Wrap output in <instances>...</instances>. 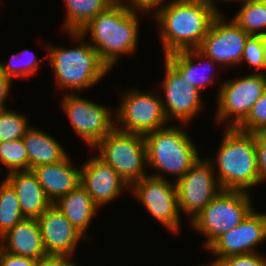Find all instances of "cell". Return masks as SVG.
<instances>
[{
	"label": "cell",
	"mask_w": 266,
	"mask_h": 266,
	"mask_svg": "<svg viewBox=\"0 0 266 266\" xmlns=\"http://www.w3.org/2000/svg\"><path fill=\"white\" fill-rule=\"evenodd\" d=\"M91 151L108 163L130 187L149 176L144 136L114 128Z\"/></svg>",
	"instance_id": "obj_7"
},
{
	"label": "cell",
	"mask_w": 266,
	"mask_h": 266,
	"mask_svg": "<svg viewBox=\"0 0 266 266\" xmlns=\"http://www.w3.org/2000/svg\"><path fill=\"white\" fill-rule=\"evenodd\" d=\"M242 7L233 19L247 34L259 36L266 32V3L264 0H240Z\"/></svg>",
	"instance_id": "obj_25"
},
{
	"label": "cell",
	"mask_w": 266,
	"mask_h": 266,
	"mask_svg": "<svg viewBox=\"0 0 266 266\" xmlns=\"http://www.w3.org/2000/svg\"><path fill=\"white\" fill-rule=\"evenodd\" d=\"M237 129L247 133H266V88Z\"/></svg>",
	"instance_id": "obj_31"
},
{
	"label": "cell",
	"mask_w": 266,
	"mask_h": 266,
	"mask_svg": "<svg viewBox=\"0 0 266 266\" xmlns=\"http://www.w3.org/2000/svg\"><path fill=\"white\" fill-rule=\"evenodd\" d=\"M39 260L5 252L0 247V266H38Z\"/></svg>",
	"instance_id": "obj_35"
},
{
	"label": "cell",
	"mask_w": 266,
	"mask_h": 266,
	"mask_svg": "<svg viewBox=\"0 0 266 266\" xmlns=\"http://www.w3.org/2000/svg\"><path fill=\"white\" fill-rule=\"evenodd\" d=\"M115 0H63L66 13L63 31L79 32Z\"/></svg>",
	"instance_id": "obj_24"
},
{
	"label": "cell",
	"mask_w": 266,
	"mask_h": 266,
	"mask_svg": "<svg viewBox=\"0 0 266 266\" xmlns=\"http://www.w3.org/2000/svg\"><path fill=\"white\" fill-rule=\"evenodd\" d=\"M13 86V81L5 76L0 69V110L7 109L6 101L8 99L9 93L11 92Z\"/></svg>",
	"instance_id": "obj_37"
},
{
	"label": "cell",
	"mask_w": 266,
	"mask_h": 266,
	"mask_svg": "<svg viewBox=\"0 0 266 266\" xmlns=\"http://www.w3.org/2000/svg\"><path fill=\"white\" fill-rule=\"evenodd\" d=\"M163 61L165 72L159 87L166 119L170 124L174 120L175 124L189 125L205 108L202 94L166 58Z\"/></svg>",
	"instance_id": "obj_12"
},
{
	"label": "cell",
	"mask_w": 266,
	"mask_h": 266,
	"mask_svg": "<svg viewBox=\"0 0 266 266\" xmlns=\"http://www.w3.org/2000/svg\"><path fill=\"white\" fill-rule=\"evenodd\" d=\"M4 179L15 190L25 218L37 219L53 204L32 170L12 171Z\"/></svg>",
	"instance_id": "obj_21"
},
{
	"label": "cell",
	"mask_w": 266,
	"mask_h": 266,
	"mask_svg": "<svg viewBox=\"0 0 266 266\" xmlns=\"http://www.w3.org/2000/svg\"><path fill=\"white\" fill-rule=\"evenodd\" d=\"M24 218L15 190L3 179L0 183V238Z\"/></svg>",
	"instance_id": "obj_26"
},
{
	"label": "cell",
	"mask_w": 266,
	"mask_h": 266,
	"mask_svg": "<svg viewBox=\"0 0 266 266\" xmlns=\"http://www.w3.org/2000/svg\"><path fill=\"white\" fill-rule=\"evenodd\" d=\"M201 266H215V265L212 264V263H208V262H207V265H201Z\"/></svg>",
	"instance_id": "obj_40"
},
{
	"label": "cell",
	"mask_w": 266,
	"mask_h": 266,
	"mask_svg": "<svg viewBox=\"0 0 266 266\" xmlns=\"http://www.w3.org/2000/svg\"><path fill=\"white\" fill-rule=\"evenodd\" d=\"M129 89L119 94L120 103L114 109L116 129L145 136L169 124L157 90Z\"/></svg>",
	"instance_id": "obj_9"
},
{
	"label": "cell",
	"mask_w": 266,
	"mask_h": 266,
	"mask_svg": "<svg viewBox=\"0 0 266 266\" xmlns=\"http://www.w3.org/2000/svg\"><path fill=\"white\" fill-rule=\"evenodd\" d=\"M247 62L253 73L266 74V54L259 36L250 35L245 43L240 67Z\"/></svg>",
	"instance_id": "obj_30"
},
{
	"label": "cell",
	"mask_w": 266,
	"mask_h": 266,
	"mask_svg": "<svg viewBox=\"0 0 266 266\" xmlns=\"http://www.w3.org/2000/svg\"><path fill=\"white\" fill-rule=\"evenodd\" d=\"M0 247L8 253L41 260L47 255L36 218H24L0 238Z\"/></svg>",
	"instance_id": "obj_20"
},
{
	"label": "cell",
	"mask_w": 266,
	"mask_h": 266,
	"mask_svg": "<svg viewBox=\"0 0 266 266\" xmlns=\"http://www.w3.org/2000/svg\"><path fill=\"white\" fill-rule=\"evenodd\" d=\"M255 148L259 182L261 184L266 181V133H255Z\"/></svg>",
	"instance_id": "obj_33"
},
{
	"label": "cell",
	"mask_w": 266,
	"mask_h": 266,
	"mask_svg": "<svg viewBox=\"0 0 266 266\" xmlns=\"http://www.w3.org/2000/svg\"><path fill=\"white\" fill-rule=\"evenodd\" d=\"M37 220L47 255L74 256L79 242L85 240L54 204Z\"/></svg>",
	"instance_id": "obj_17"
},
{
	"label": "cell",
	"mask_w": 266,
	"mask_h": 266,
	"mask_svg": "<svg viewBox=\"0 0 266 266\" xmlns=\"http://www.w3.org/2000/svg\"><path fill=\"white\" fill-rule=\"evenodd\" d=\"M183 126L187 125L175 123L170 125L169 123L144 136L148 169L154 170L149 176L170 179L167 175L169 177L171 175L175 176L172 179L175 182L202 157L195 140L190 137Z\"/></svg>",
	"instance_id": "obj_5"
},
{
	"label": "cell",
	"mask_w": 266,
	"mask_h": 266,
	"mask_svg": "<svg viewBox=\"0 0 266 266\" xmlns=\"http://www.w3.org/2000/svg\"><path fill=\"white\" fill-rule=\"evenodd\" d=\"M77 265L78 263L73 261V255H46L39 261L38 266H77Z\"/></svg>",
	"instance_id": "obj_36"
},
{
	"label": "cell",
	"mask_w": 266,
	"mask_h": 266,
	"mask_svg": "<svg viewBox=\"0 0 266 266\" xmlns=\"http://www.w3.org/2000/svg\"><path fill=\"white\" fill-rule=\"evenodd\" d=\"M129 192L154 221L174 235L181 232L177 187L172 179L147 176L133 183Z\"/></svg>",
	"instance_id": "obj_11"
},
{
	"label": "cell",
	"mask_w": 266,
	"mask_h": 266,
	"mask_svg": "<svg viewBox=\"0 0 266 266\" xmlns=\"http://www.w3.org/2000/svg\"><path fill=\"white\" fill-rule=\"evenodd\" d=\"M164 58L179 71L188 83L196 87L200 92H202V89L204 90L218 83L215 72L218 73L219 69L222 68L216 67V69L218 68L216 70L214 67L219 65L198 49L172 52L166 54ZM206 71H210L209 74Z\"/></svg>",
	"instance_id": "obj_19"
},
{
	"label": "cell",
	"mask_w": 266,
	"mask_h": 266,
	"mask_svg": "<svg viewBox=\"0 0 266 266\" xmlns=\"http://www.w3.org/2000/svg\"><path fill=\"white\" fill-rule=\"evenodd\" d=\"M233 79V80H232ZM215 121L224 128H237L248 116L266 88V74L246 73L218 84Z\"/></svg>",
	"instance_id": "obj_8"
},
{
	"label": "cell",
	"mask_w": 266,
	"mask_h": 266,
	"mask_svg": "<svg viewBox=\"0 0 266 266\" xmlns=\"http://www.w3.org/2000/svg\"><path fill=\"white\" fill-rule=\"evenodd\" d=\"M126 4L134 11H139L149 15H153L158 9L165 6L169 1L166 0H124ZM151 11V12H150ZM151 13V14H150Z\"/></svg>",
	"instance_id": "obj_34"
},
{
	"label": "cell",
	"mask_w": 266,
	"mask_h": 266,
	"mask_svg": "<svg viewBox=\"0 0 266 266\" xmlns=\"http://www.w3.org/2000/svg\"><path fill=\"white\" fill-rule=\"evenodd\" d=\"M53 204L64 213L75 229L88 240L87 237L89 236L87 234L89 233L87 230L100 208L89 196L86 189L79 184Z\"/></svg>",
	"instance_id": "obj_22"
},
{
	"label": "cell",
	"mask_w": 266,
	"mask_h": 266,
	"mask_svg": "<svg viewBox=\"0 0 266 266\" xmlns=\"http://www.w3.org/2000/svg\"><path fill=\"white\" fill-rule=\"evenodd\" d=\"M219 14L199 0H171L153 15L163 54L197 49Z\"/></svg>",
	"instance_id": "obj_2"
},
{
	"label": "cell",
	"mask_w": 266,
	"mask_h": 266,
	"mask_svg": "<svg viewBox=\"0 0 266 266\" xmlns=\"http://www.w3.org/2000/svg\"><path fill=\"white\" fill-rule=\"evenodd\" d=\"M247 34L233 19L219 13L213 20L208 33L197 48L216 62L221 68L239 67L245 48Z\"/></svg>",
	"instance_id": "obj_14"
},
{
	"label": "cell",
	"mask_w": 266,
	"mask_h": 266,
	"mask_svg": "<svg viewBox=\"0 0 266 266\" xmlns=\"http://www.w3.org/2000/svg\"><path fill=\"white\" fill-rule=\"evenodd\" d=\"M80 184L100 209L113 200L115 202L124 190H130L119 174L97 154L82 163Z\"/></svg>",
	"instance_id": "obj_16"
},
{
	"label": "cell",
	"mask_w": 266,
	"mask_h": 266,
	"mask_svg": "<svg viewBox=\"0 0 266 266\" xmlns=\"http://www.w3.org/2000/svg\"><path fill=\"white\" fill-rule=\"evenodd\" d=\"M251 193L222 190L192 220L191 228L205 237L207 249L217 238L239 225L254 209Z\"/></svg>",
	"instance_id": "obj_6"
},
{
	"label": "cell",
	"mask_w": 266,
	"mask_h": 266,
	"mask_svg": "<svg viewBox=\"0 0 266 266\" xmlns=\"http://www.w3.org/2000/svg\"><path fill=\"white\" fill-rule=\"evenodd\" d=\"M210 263L215 266H266V256L260 252L231 255L221 259H214Z\"/></svg>",
	"instance_id": "obj_32"
},
{
	"label": "cell",
	"mask_w": 266,
	"mask_h": 266,
	"mask_svg": "<svg viewBox=\"0 0 266 266\" xmlns=\"http://www.w3.org/2000/svg\"><path fill=\"white\" fill-rule=\"evenodd\" d=\"M27 115L14 109L0 110V142L20 139L31 127Z\"/></svg>",
	"instance_id": "obj_28"
},
{
	"label": "cell",
	"mask_w": 266,
	"mask_h": 266,
	"mask_svg": "<svg viewBox=\"0 0 266 266\" xmlns=\"http://www.w3.org/2000/svg\"><path fill=\"white\" fill-rule=\"evenodd\" d=\"M78 94V95H77ZM60 106L74 132L91 150L115 128V110L79 93L62 94Z\"/></svg>",
	"instance_id": "obj_10"
},
{
	"label": "cell",
	"mask_w": 266,
	"mask_h": 266,
	"mask_svg": "<svg viewBox=\"0 0 266 266\" xmlns=\"http://www.w3.org/2000/svg\"><path fill=\"white\" fill-rule=\"evenodd\" d=\"M207 5H210L212 6L215 10H217L219 13H223V11H221L220 9H218L217 5H216V2L218 0H199ZM220 1V0H219ZM222 2L223 1H226V2H239L240 0H221Z\"/></svg>",
	"instance_id": "obj_38"
},
{
	"label": "cell",
	"mask_w": 266,
	"mask_h": 266,
	"mask_svg": "<svg viewBox=\"0 0 266 266\" xmlns=\"http://www.w3.org/2000/svg\"><path fill=\"white\" fill-rule=\"evenodd\" d=\"M72 159L68 155L61 162L44 164L32 169L47 198L52 203L81 183V167L77 168Z\"/></svg>",
	"instance_id": "obj_18"
},
{
	"label": "cell",
	"mask_w": 266,
	"mask_h": 266,
	"mask_svg": "<svg viewBox=\"0 0 266 266\" xmlns=\"http://www.w3.org/2000/svg\"><path fill=\"white\" fill-rule=\"evenodd\" d=\"M124 0H115L79 31L98 52L101 61L110 69L122 56L137 52L140 17ZM134 52V53H133Z\"/></svg>",
	"instance_id": "obj_1"
},
{
	"label": "cell",
	"mask_w": 266,
	"mask_h": 266,
	"mask_svg": "<svg viewBox=\"0 0 266 266\" xmlns=\"http://www.w3.org/2000/svg\"><path fill=\"white\" fill-rule=\"evenodd\" d=\"M0 162L8 172L28 170V154L22 138L0 142Z\"/></svg>",
	"instance_id": "obj_29"
},
{
	"label": "cell",
	"mask_w": 266,
	"mask_h": 266,
	"mask_svg": "<svg viewBox=\"0 0 266 266\" xmlns=\"http://www.w3.org/2000/svg\"><path fill=\"white\" fill-rule=\"evenodd\" d=\"M68 34L74 43L80 42L77 47L64 48L52 45L50 42L49 45H45L48 66L53 69L52 77L62 94L75 93V91L80 93L93 88L110 71L101 61L98 52L81 33L68 32Z\"/></svg>",
	"instance_id": "obj_3"
},
{
	"label": "cell",
	"mask_w": 266,
	"mask_h": 266,
	"mask_svg": "<svg viewBox=\"0 0 266 266\" xmlns=\"http://www.w3.org/2000/svg\"><path fill=\"white\" fill-rule=\"evenodd\" d=\"M266 241V212L255 208L235 228L222 234L206 250L214 259L231 255L257 253V246Z\"/></svg>",
	"instance_id": "obj_15"
},
{
	"label": "cell",
	"mask_w": 266,
	"mask_h": 266,
	"mask_svg": "<svg viewBox=\"0 0 266 266\" xmlns=\"http://www.w3.org/2000/svg\"><path fill=\"white\" fill-rule=\"evenodd\" d=\"M212 163L200 157L176 183L180 214L192 221L222 189Z\"/></svg>",
	"instance_id": "obj_13"
},
{
	"label": "cell",
	"mask_w": 266,
	"mask_h": 266,
	"mask_svg": "<svg viewBox=\"0 0 266 266\" xmlns=\"http://www.w3.org/2000/svg\"><path fill=\"white\" fill-rule=\"evenodd\" d=\"M22 140L28 154V170L44 164L61 162L70 155L61 142L42 129L31 126Z\"/></svg>",
	"instance_id": "obj_23"
},
{
	"label": "cell",
	"mask_w": 266,
	"mask_h": 266,
	"mask_svg": "<svg viewBox=\"0 0 266 266\" xmlns=\"http://www.w3.org/2000/svg\"><path fill=\"white\" fill-rule=\"evenodd\" d=\"M20 57H23V59ZM46 57L47 56H43L42 59H39L34 51L24 48L23 50L14 53L9 59V62L3 63L0 61V69L5 76L13 81L14 78H23L27 80L28 78H31L32 75L37 74V70L40 67L42 68L40 63L43 62L42 60Z\"/></svg>",
	"instance_id": "obj_27"
},
{
	"label": "cell",
	"mask_w": 266,
	"mask_h": 266,
	"mask_svg": "<svg viewBox=\"0 0 266 266\" xmlns=\"http://www.w3.org/2000/svg\"><path fill=\"white\" fill-rule=\"evenodd\" d=\"M266 54V32L259 35Z\"/></svg>",
	"instance_id": "obj_39"
},
{
	"label": "cell",
	"mask_w": 266,
	"mask_h": 266,
	"mask_svg": "<svg viewBox=\"0 0 266 266\" xmlns=\"http://www.w3.org/2000/svg\"><path fill=\"white\" fill-rule=\"evenodd\" d=\"M215 155L213 158H209L208 155L207 159L212 163L222 190L250 193V188L260 184L255 133L243 132L237 128H225Z\"/></svg>",
	"instance_id": "obj_4"
}]
</instances>
